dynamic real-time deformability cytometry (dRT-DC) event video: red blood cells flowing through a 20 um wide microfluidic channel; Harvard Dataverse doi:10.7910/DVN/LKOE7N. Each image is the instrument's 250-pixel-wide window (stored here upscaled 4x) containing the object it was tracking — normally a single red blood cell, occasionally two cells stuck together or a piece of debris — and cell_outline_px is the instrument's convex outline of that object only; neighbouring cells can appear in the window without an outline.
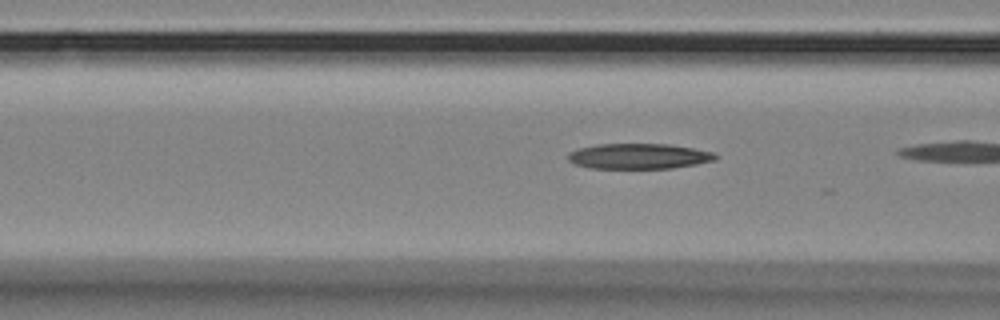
{"species": "Egyptian fruit bat (a non-hibernating species)", "species_latin": "Rousettus aegyptiacus", "temperature_condition": "room temperature", "stored_images_in_passage": 8, "camera_frame_rate_fps": 3000, "um_per_image_px": 0.085, "animal": {"sex": "female"}, "frame": {"image": 1, "passage_image": 5, "time_ms": 1.333, "image_size_px": [1000, 320], "cell_outline_px": [[716, 160], [696, 164], [672, 168], [588, 168], [576, 164], [568, 160], [568, 156], [572, 152], [580, 148], [596, 144], [668, 144], [692, 148], [712, 152], [716, 156]], "centroid_in_image_um": [54.3, 13.28], "position_along_channel_um": 112.3, "area_um2": 21.56}}